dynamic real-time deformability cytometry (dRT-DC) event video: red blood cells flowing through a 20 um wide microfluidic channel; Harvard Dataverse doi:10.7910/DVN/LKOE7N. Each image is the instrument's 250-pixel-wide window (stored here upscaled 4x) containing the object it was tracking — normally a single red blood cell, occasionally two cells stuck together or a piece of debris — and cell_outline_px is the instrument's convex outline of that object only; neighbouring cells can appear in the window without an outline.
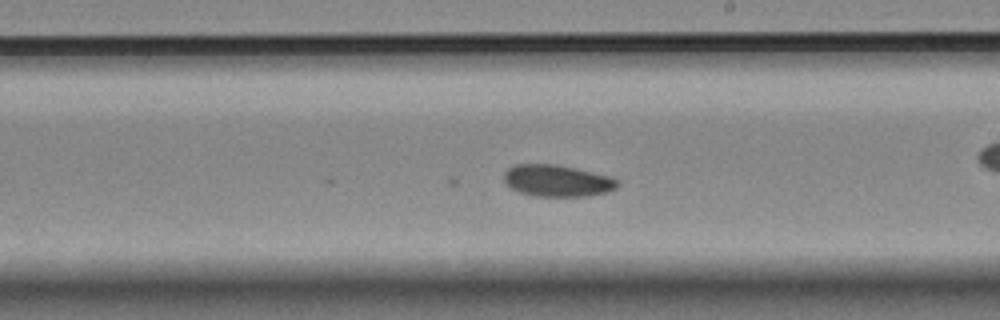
{"species": "Egyptian fruit bat (a non-hibernating species)", "species_latin": "Rousettus aegyptiacus", "temperature_condition": "room temperature", "stored_images_in_passage": 28, "camera_frame_rate_fps": 3000, "um_per_image_px": 0.085, "animal": {"sex": "female"}, "frame": {"image": 1, "passage_image": 19, "time_ms": 6.0, "image_size_px": [1000, 320], "cell_outline_px": [[620, 184], [616, 188], [608, 192], [584, 196], [536, 196], [520, 192], [508, 188], [504, 180], [504, 172], [508, 168], [516, 164], [556, 164], [576, 168], [612, 176], [620, 180]], "centroid_in_image_um": [47.38, 15.35], "position_along_channel_um": 241.6, "area_um2": 21.27}}